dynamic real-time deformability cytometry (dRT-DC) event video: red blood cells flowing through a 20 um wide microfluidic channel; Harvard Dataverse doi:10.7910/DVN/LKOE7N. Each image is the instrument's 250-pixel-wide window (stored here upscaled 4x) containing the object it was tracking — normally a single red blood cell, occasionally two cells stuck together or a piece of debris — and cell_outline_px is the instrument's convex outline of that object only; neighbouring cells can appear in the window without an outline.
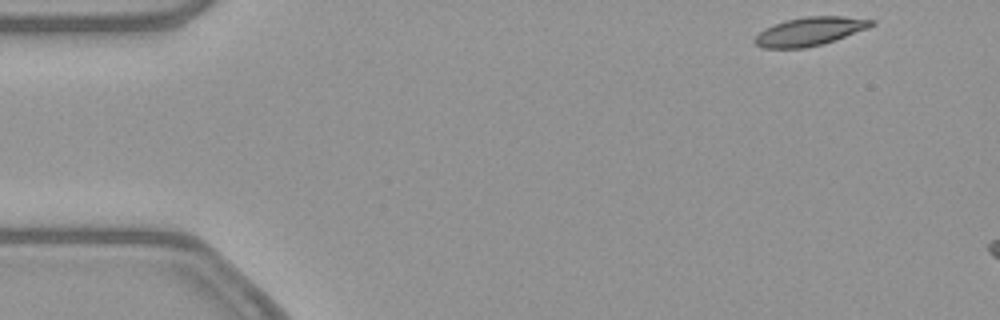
{"species": "common noctule bat (a hibernating species)", "species_latin": "Nyctalus noctula", "temperature_condition": "warm", "stored_images_in_passage": 7, "camera_frame_rate_fps": 3000, "um_per_image_px": 0.085, "animal": {"sex": "female", "body_mass_g": 21.9}, "frame": {"image": 1, "passage_image": 1, "time_ms": 0.0, "image_size_px": [1000, 320], "cell_outline_px": [[876, 24], [868, 28], [820, 44], [804, 48], [764, 48], [756, 44], [752, 40], [764, 28], [788, 20], [804, 16], [844, 16], [876, 20]], "centroid_in_image_um": [68.84, 2.65], "position_along_channel_um": 16.2, "area_um2": 19.07}}